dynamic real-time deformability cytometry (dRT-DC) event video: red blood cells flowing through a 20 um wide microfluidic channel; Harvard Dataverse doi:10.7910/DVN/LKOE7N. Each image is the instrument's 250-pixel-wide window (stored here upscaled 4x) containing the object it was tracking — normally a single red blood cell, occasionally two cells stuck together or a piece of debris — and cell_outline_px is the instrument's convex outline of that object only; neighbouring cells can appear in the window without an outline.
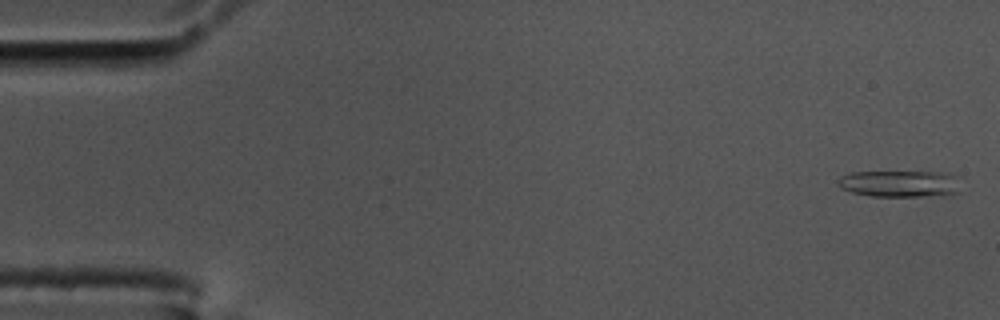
{"species": "common noctule bat (a hibernating species)", "species_latin": "Nyctalus noctula", "temperature_condition": "cold", "stored_images_in_passage": 55, "camera_frame_rate_fps": 3000, "um_per_image_px": 0.085, "animal": {"sex": "male", "body_mass_g": 17.5, "forearm_length_mm": 52.3}, "frame": {"image": 1, "passage_image": 1, "time_ms": 0.0, "image_size_px": [1000, 320], "cell_outline_px": [[960, 176], [956, 192], [932, 196], [872, 196], [852, 192], [840, 188], [836, 184], [836, 180], [840, 176], [852, 172], [948, 172]], "centroid_in_image_um": [76.45, 15.6], "position_along_channel_um": 8.5, "area_um2": 19.19}}
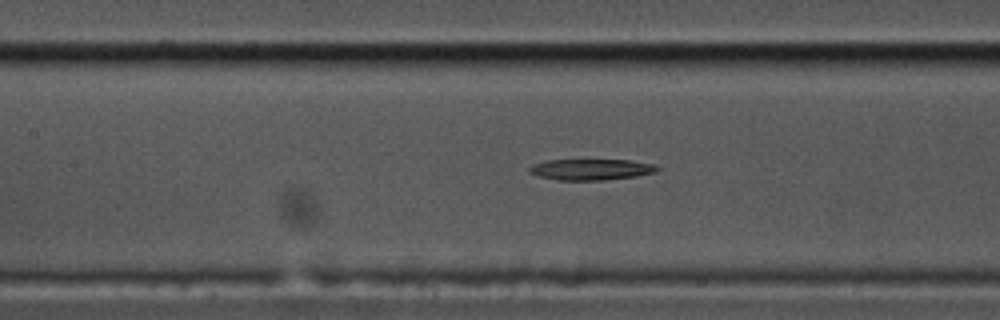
{"frame": {"image": 2, "passage_image": 24, "time_ms": 7.667, "image_size_px": [1000, 320], "cell_outline_px": [[660, 168], [656, 172], [636, 176], [604, 180], [560, 180], [540, 176], [528, 172], [528, 168], [532, 164], [548, 160], [628, 160], [656, 164]], "centroid_in_image_um": [50.26, 14.4], "position_along_channel_um": 157.1, "area_um2": 15.66}}
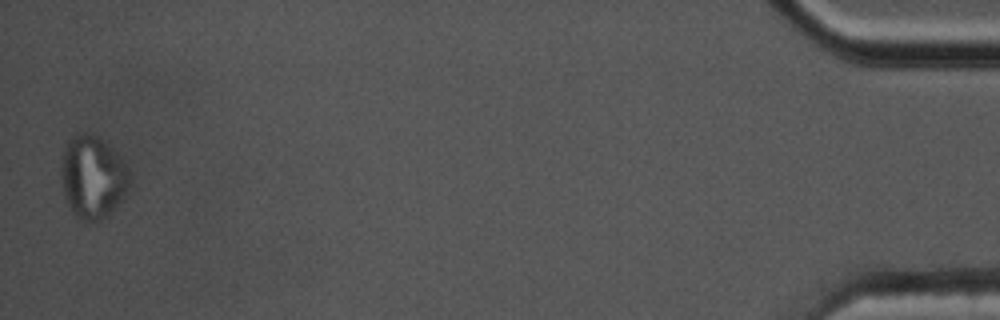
{"frame": {"image": 3, "passage_image": 54, "time_ms": 17.667, "image_size_px": [1000, 320], "cell_outline_px": [[132, 184], [124, 196], [108, 216], [100, 220], [80, 220], [76, 216], [68, 204], [64, 192], [60, 176], [60, 156], [68, 140], [76, 132], [84, 132], [96, 136], [104, 140], [124, 160], [132, 176]], "centroid_in_image_um": [7.89, 15.01], "position_along_channel_um": 427.3, "area_um2": 33.64}}